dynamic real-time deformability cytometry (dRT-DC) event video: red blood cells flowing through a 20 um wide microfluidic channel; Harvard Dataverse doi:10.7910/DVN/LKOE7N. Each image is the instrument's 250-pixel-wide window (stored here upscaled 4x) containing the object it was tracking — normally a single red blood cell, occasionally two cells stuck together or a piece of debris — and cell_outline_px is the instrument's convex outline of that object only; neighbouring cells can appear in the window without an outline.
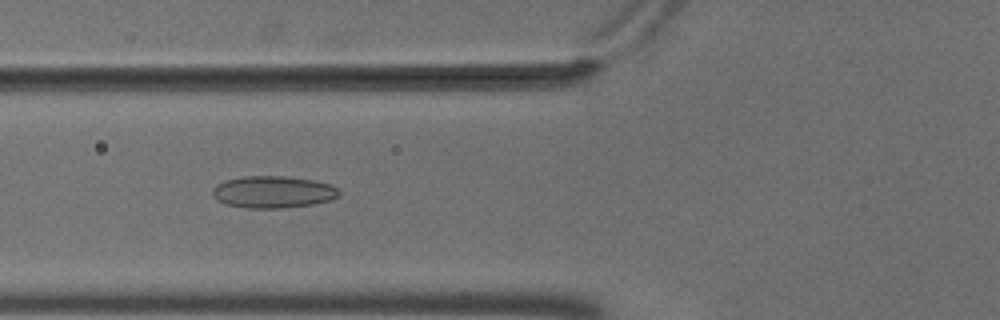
{"species": "common noctule bat (a hibernating species)", "species_latin": "Nyctalus noctula", "temperature_condition": "cold", "stored_images_in_passage": 4, "camera_frame_rate_fps": 3000, "um_per_image_px": 0.085, "animal": {"sex": "male", "body_mass_g": 18.8}, "frame": {"image": 1, "passage_image": 3, "time_ms": 0.667, "image_size_px": [1000, 320], "cell_outline_px": [[340, 192], [332, 200], [312, 204], [280, 208], [244, 208], [224, 204], [216, 200], [212, 196], [212, 188], [216, 184], [224, 180], [244, 176], [284, 176], [312, 180], [332, 184]], "centroid_in_image_um": [23.15, 16.32], "position_along_channel_um": 102.7, "area_um2": 23.76}}
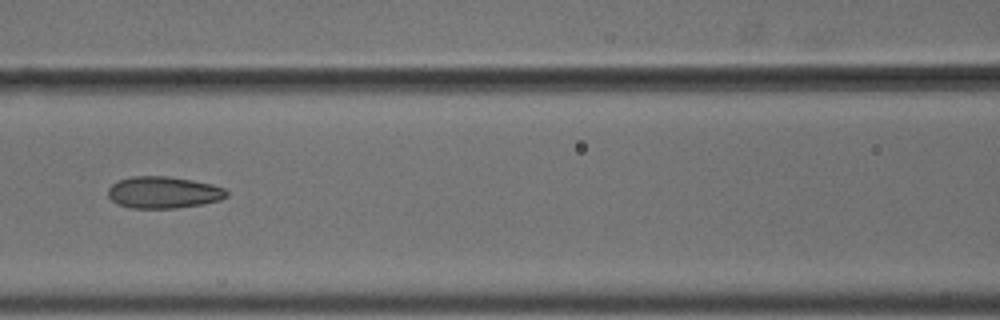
{"frame": {"image": 2, "passage_image": 4, "time_ms": 1.0, "image_size_px": [1000, 320], "cell_outline_px": [[228, 196], [220, 200], [200, 204], [176, 208], [132, 208], [116, 204], [108, 196], [108, 188], [112, 184], [120, 180], [132, 176], [168, 176], [192, 180], [212, 184], [224, 188], [228, 192]], "centroid_in_image_um": [13.89, 16.35], "position_along_channel_um": 152.7, "area_um2": 21.96}}